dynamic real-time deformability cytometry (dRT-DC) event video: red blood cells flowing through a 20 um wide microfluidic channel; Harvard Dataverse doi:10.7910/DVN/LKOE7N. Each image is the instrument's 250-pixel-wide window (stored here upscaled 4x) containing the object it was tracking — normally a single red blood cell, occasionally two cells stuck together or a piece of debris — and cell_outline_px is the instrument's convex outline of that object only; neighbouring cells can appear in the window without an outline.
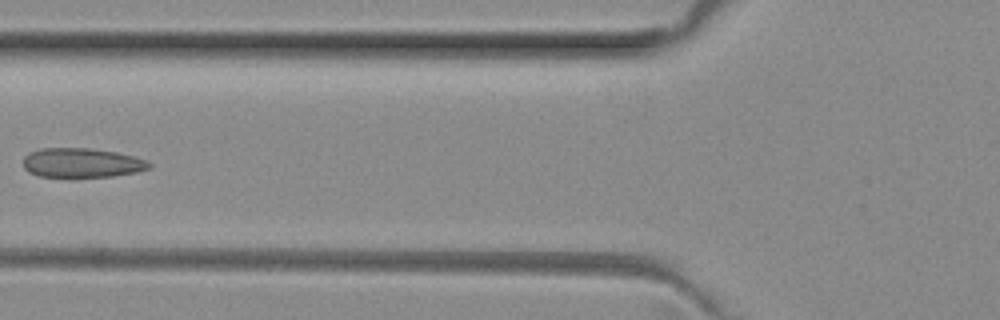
{"species": "common noctule bat (a hibernating species)", "species_latin": "Nyctalus noctula", "temperature_condition": "room temperature", "stored_images_in_passage": 6, "camera_frame_rate_fps": 3000, "um_per_image_px": 0.085, "animal": {"sex": "female", "body_mass_g": 29.2, "forearm_length_mm": 56.3}, "frame": {"image": 1, "passage_image": 6, "time_ms": 1.667, "image_size_px": [1000, 320], "cell_outline_px": [[152, 168], [136, 172], [112, 176], [68, 180], [40, 176], [28, 172], [24, 168], [24, 156], [28, 152], [40, 148], [88, 148], [116, 152], [136, 156], [148, 160], [152, 164]], "centroid_in_image_um": [6.95, 13.88], "position_along_channel_um": 118.9, "area_um2": 22.66}}